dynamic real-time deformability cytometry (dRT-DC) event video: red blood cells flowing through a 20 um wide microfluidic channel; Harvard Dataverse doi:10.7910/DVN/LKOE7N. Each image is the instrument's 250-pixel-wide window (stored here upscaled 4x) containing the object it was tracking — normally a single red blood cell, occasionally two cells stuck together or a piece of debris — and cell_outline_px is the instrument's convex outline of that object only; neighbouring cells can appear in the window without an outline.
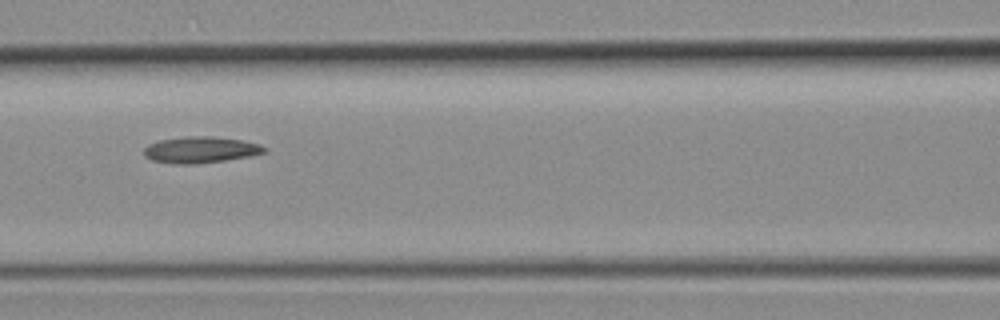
{"species": "common noctule bat (a hibernating species)", "species_latin": "Nyctalus noctula", "temperature_condition": "room temperature", "stored_images_in_passage": 6, "camera_frame_rate_fps": 3000, "um_per_image_px": 0.085, "animal": {"sex": "female", "body_mass_g": 19.3, "forearm_length_mm": 54.1}, "frame": {"image": 1, "passage_image": 5, "time_ms": 1.333, "image_size_px": [1000, 320], "cell_outline_px": [[268, 148], [264, 152], [248, 156], [224, 160], [196, 164], [176, 164], [152, 160], [144, 156], [144, 148], [148, 144], [160, 140], [184, 136], [212, 136], [240, 140], [260, 144]], "centroid_in_image_um": [17.01, 12.73], "position_along_channel_um": 149.6, "area_um2": 18.38}}
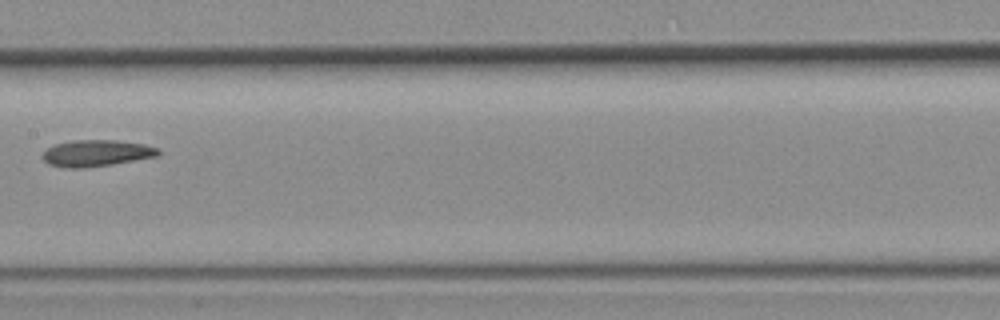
{"frame": {"image": 2, "passage_image": 6, "time_ms": 1.667, "image_size_px": [1000, 320], "cell_outline_px": [[160, 152], [156, 156], [112, 164], [88, 168], [64, 168], [48, 164], [40, 156], [48, 148], [56, 144], [72, 140], [116, 140], [144, 144], [156, 148]], "centroid_in_image_um": [8.14, 13.02], "position_along_channel_um": 199.3, "area_um2": 17.8}}